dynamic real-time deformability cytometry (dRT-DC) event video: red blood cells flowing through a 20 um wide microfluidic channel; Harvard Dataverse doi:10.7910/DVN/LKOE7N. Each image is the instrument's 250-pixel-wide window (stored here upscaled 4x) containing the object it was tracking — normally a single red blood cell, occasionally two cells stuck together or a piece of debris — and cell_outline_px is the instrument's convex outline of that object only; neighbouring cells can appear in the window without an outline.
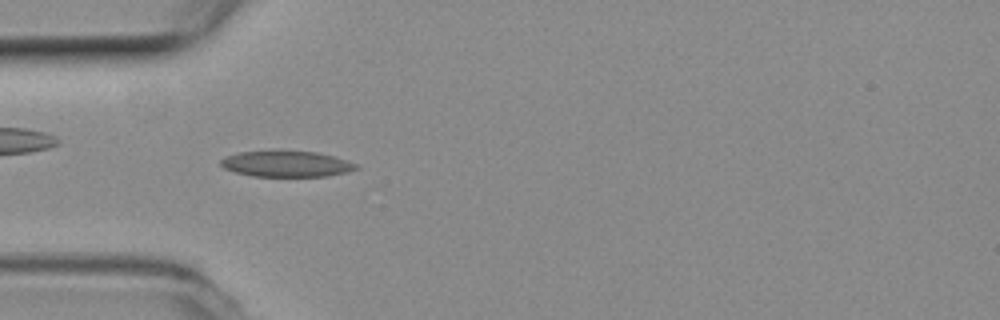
{"species": "common noctule bat (a hibernating species)", "species_latin": "Nyctalus noctula", "temperature_condition": "room temperature", "stored_images_in_passage": 49, "camera_frame_rate_fps": 3000, "um_per_image_px": 0.085, "animal": {"sex": "female", "body_mass_g": 19.3, "forearm_length_mm": 54.1}, "frame": {"image": 1, "passage_image": 12, "time_ms": 3.667, "image_size_px": [1000, 320], "cell_outline_px": [[360, 168], [348, 172], [328, 176], [252, 176], [236, 172], [224, 168], [220, 164], [220, 160], [224, 156], [240, 152], [316, 152], [332, 156], [356, 164]], "centroid_in_image_um": [24.34, 13.95], "position_along_channel_um": 60.7, "area_um2": 20.0}}
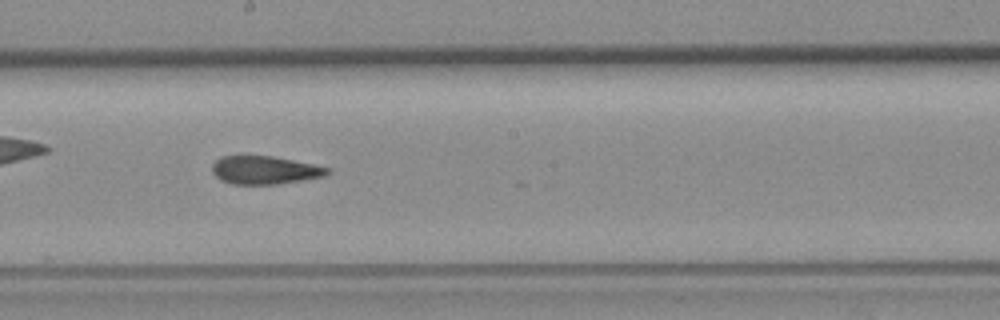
{"frame": {"image": 2, "passage_image": 25, "time_ms": 8.0, "image_size_px": [1000, 320], "cell_outline_px": [[332, 172], [324, 176], [276, 184], [232, 184], [220, 180], [212, 172], [212, 164], [220, 156], [240, 152], [272, 156], [332, 168]], "centroid_in_image_um": [22.43, 14.4], "position_along_channel_um": 225.8, "area_um2": 19.59}}
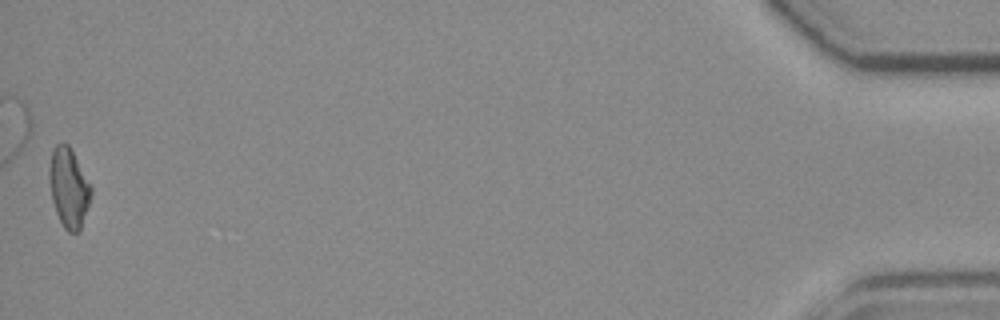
{"frame": {"image": 3, "passage_image": 49, "time_ms": 16.0, "image_size_px": [1000, 320], "cell_outline_px": [[92, 192], [80, 232], [68, 232], [64, 228], [56, 212], [52, 200], [48, 176], [48, 168], [52, 148], [56, 144], [68, 144], [92, 188]], "centroid_in_image_um": [5.82, 15.97], "position_along_channel_um": 429.4, "area_um2": 19.19}, "authors_computed_cell_mechanics": {"area_um2": 19.7676, "velocity_mm_per_s": 3.8375, "shape_relaxation_time_tau1_ms": null, "shape_relaxation_time_tau2_ms": 3.3824, "deformation_change_tau1": null, "deformation_change_tau2": 0.1191}}